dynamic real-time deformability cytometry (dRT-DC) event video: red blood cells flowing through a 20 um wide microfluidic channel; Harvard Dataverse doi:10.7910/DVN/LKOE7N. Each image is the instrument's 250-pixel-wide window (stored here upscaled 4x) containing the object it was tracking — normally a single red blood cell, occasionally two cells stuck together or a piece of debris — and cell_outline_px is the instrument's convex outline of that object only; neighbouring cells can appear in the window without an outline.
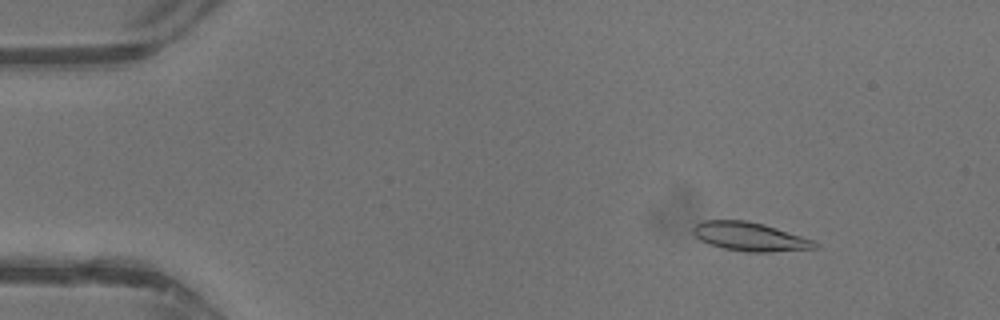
{"species": "common noctule bat (a hibernating species)", "species_latin": "Nyctalus noctula", "temperature_condition": "warm", "stored_images_in_passage": 43, "camera_frame_rate_fps": 3000, "um_per_image_px": 0.085, "animal": {"sex": "male", "body_mass_g": 13.3}, "frame": {"image": 1, "passage_image": 6, "time_ms": 1.667, "image_size_px": [1000, 320], "cell_outline_px": [[820, 244], [816, 248], [768, 252], [748, 252], [724, 248], [700, 240], [692, 232], [692, 228], [700, 220], [744, 220], [764, 224], [812, 240]], "centroid_in_image_um": [63.7, 20.1], "position_along_channel_um": 21.3, "area_um2": 20.11}}
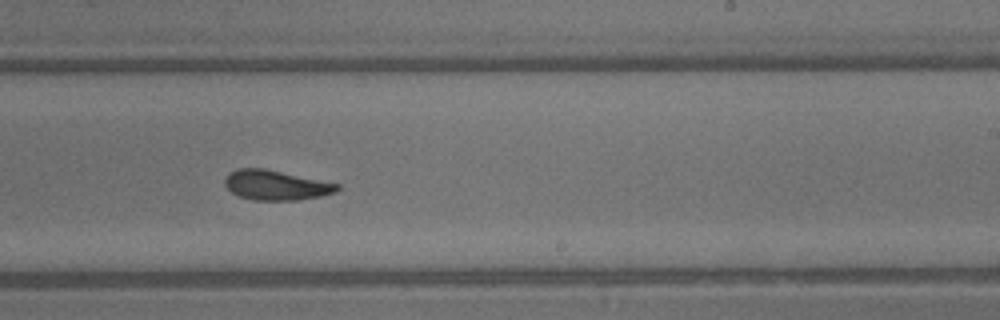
{"frame": {"image": 2, "passage_image": 27, "time_ms": 8.667, "image_size_px": [1000, 320], "cell_outline_px": [[340, 188], [336, 192], [320, 196], [296, 200], [252, 200], [240, 196], [232, 192], [224, 184], [224, 180], [236, 168], [264, 168], [340, 184]], "centroid_in_image_um": [23.47, 15.74], "position_along_channel_um": 265.5, "area_um2": 19.36}}
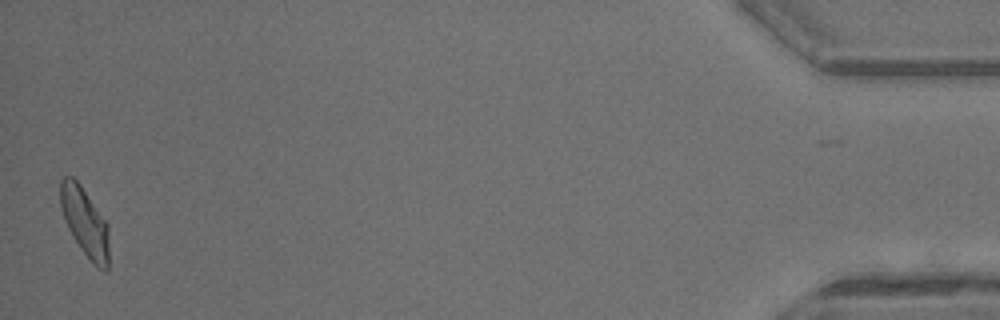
{"frame": {"image": 3, "passage_image": 43, "time_ms": 14.0, "image_size_px": [1000, 320], "cell_outline_px": [[108, 268], [104, 272], [80, 248], [72, 236], [64, 220], [60, 204], [60, 180], [64, 176], [72, 176], [80, 184], [108, 224]], "centroid_in_image_um": [7.19, 18.83], "position_along_channel_um": 428.0, "area_um2": 19.19}, "authors_computed_cell_mechanics": {"area_um2": 19.7098, "velocity_mm_per_s": 4.8364, "shape_relaxation_time_tau1_ms": 4.8458, "shape_relaxation_time_tau2_ms": 1.9427, "deformation_change_tau1": 0.2, "deformation_change_tau2": 0.0782}}